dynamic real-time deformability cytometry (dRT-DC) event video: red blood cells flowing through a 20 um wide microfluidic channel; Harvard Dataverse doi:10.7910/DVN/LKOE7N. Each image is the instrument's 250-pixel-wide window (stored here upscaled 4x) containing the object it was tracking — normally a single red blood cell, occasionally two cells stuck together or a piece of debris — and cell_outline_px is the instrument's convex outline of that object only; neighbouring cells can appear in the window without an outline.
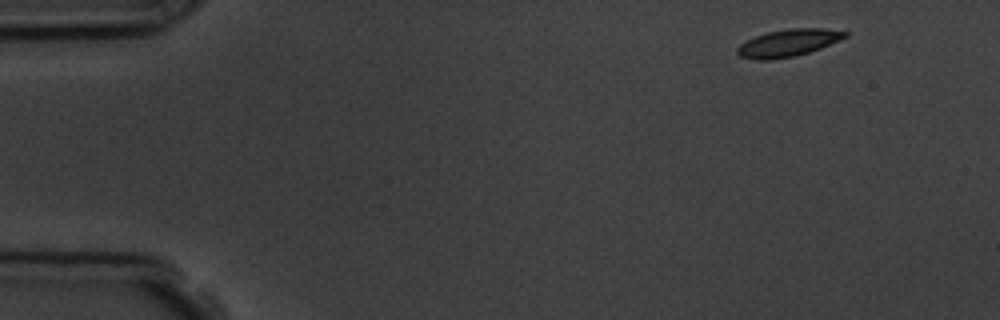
{"species": "common noctule bat (a hibernating species)", "species_latin": "Nyctalus noctula", "temperature_condition": "room temperature", "stored_images_in_passage": 5, "camera_frame_rate_fps": 3000, "um_per_image_px": 0.085, "animal": {"sex": "male", "body_mass_g": 19.5, "forearm_length_mm": 54.6}, "frame": {"image": 1, "passage_image": 1, "time_ms": 0.0, "image_size_px": [1000, 320], "cell_outline_px": [[848, 36], [840, 40], [820, 48], [796, 56], [768, 60], [756, 60], [740, 56], [736, 52], [736, 48], [740, 44], [756, 36], [768, 32], [788, 28], [824, 28], [848, 32]], "centroid_in_image_um": [67.0, 3.65], "position_along_channel_um": 18.0, "area_um2": 17.05}}
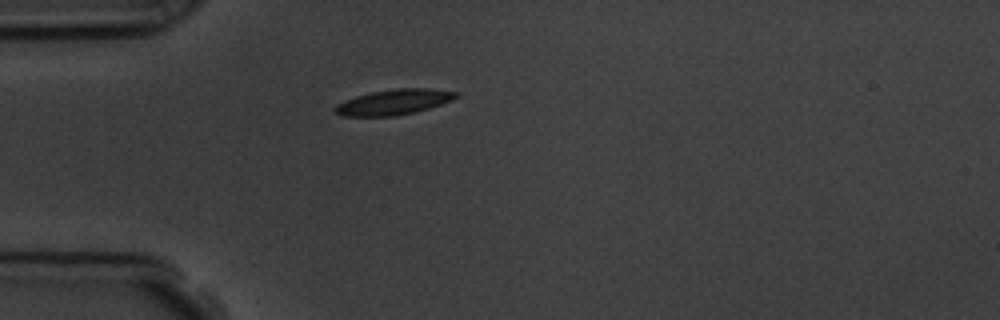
{"frame": {"image": 2, "passage_image": 4, "time_ms": 3.333, "image_size_px": [1000, 320], "cell_outline_px": [[460, 96], [452, 100], [428, 108], [396, 116], [340, 116], [332, 108], [336, 104], [344, 100], [356, 96], [372, 92], [396, 88], [428, 88], [456, 92]], "centroid_in_image_um": [33.43, 8.67], "position_along_channel_um": 51.6, "area_um2": 17.8}}